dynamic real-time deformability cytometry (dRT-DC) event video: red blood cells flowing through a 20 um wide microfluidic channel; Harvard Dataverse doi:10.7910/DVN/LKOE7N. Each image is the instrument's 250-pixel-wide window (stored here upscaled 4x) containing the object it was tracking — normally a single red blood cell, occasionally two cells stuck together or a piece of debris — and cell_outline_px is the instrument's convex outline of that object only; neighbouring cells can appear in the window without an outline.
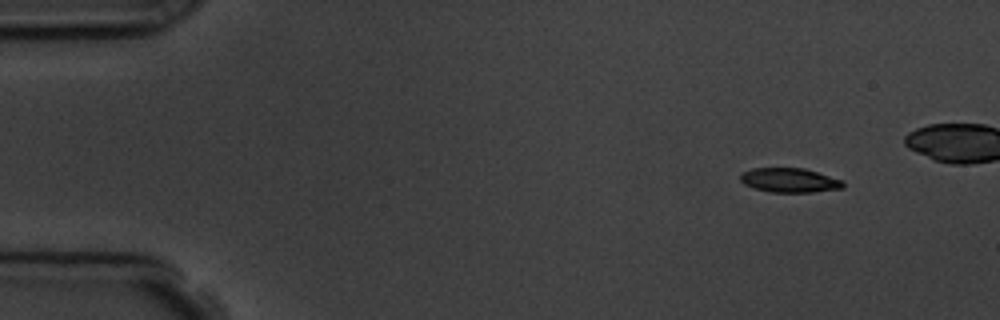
{"species": "common noctule bat (a hibernating species)", "species_latin": "Nyctalus noctula", "temperature_condition": "room temperature", "stored_images_in_passage": 6, "camera_frame_rate_fps": 3000, "um_per_image_px": 0.085, "animal": {"sex": "male", "body_mass_g": 19.5, "forearm_length_mm": 54.6}, "frame": {"image": 1, "passage_image": 1, "time_ms": 0.0, "image_size_px": [1000, 320], "cell_outline_px": [[844, 188], [812, 192], [772, 192], [756, 188], [744, 184], [740, 180], [740, 172], [752, 168], [804, 168], [844, 180]], "centroid_in_image_um": [67.12, 15.31], "position_along_channel_um": 17.9, "area_um2": 14.62}}